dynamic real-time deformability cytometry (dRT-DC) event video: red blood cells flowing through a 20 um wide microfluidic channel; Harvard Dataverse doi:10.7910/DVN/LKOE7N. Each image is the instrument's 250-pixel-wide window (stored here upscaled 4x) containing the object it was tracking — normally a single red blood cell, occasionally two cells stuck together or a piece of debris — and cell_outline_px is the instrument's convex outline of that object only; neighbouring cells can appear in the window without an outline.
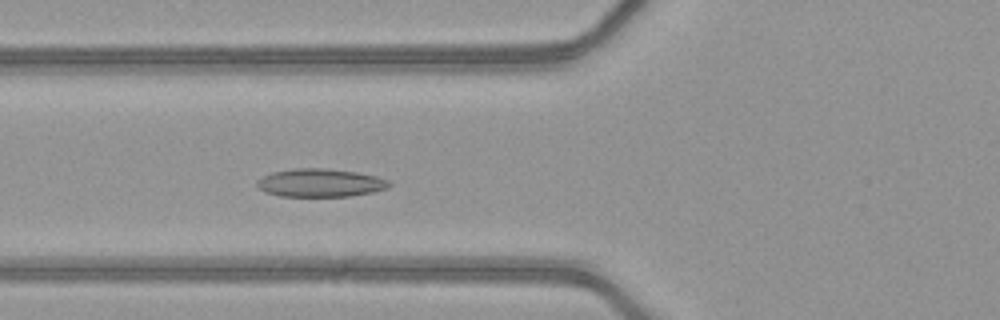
{"species": "common noctule bat (a hibernating species)", "species_latin": "Nyctalus noctula", "temperature_condition": "warm", "stored_images_in_passage": 39, "camera_frame_rate_fps": 3000, "um_per_image_px": 0.085, "animal": {"sex": "female", "body_mass_g": 21.9}, "frame": {"image": 1, "passage_image": 17, "time_ms": 5.333, "image_size_px": [1000, 320], "cell_outline_px": [[392, 184], [388, 188], [372, 192], [352, 196], [280, 196], [264, 192], [256, 188], [256, 180], [272, 172], [292, 168], [328, 168], [356, 172], [376, 176], [388, 180]], "centroid_in_image_um": [27.19, 15.54], "position_along_channel_um": 98.6, "area_um2": 21.91}}
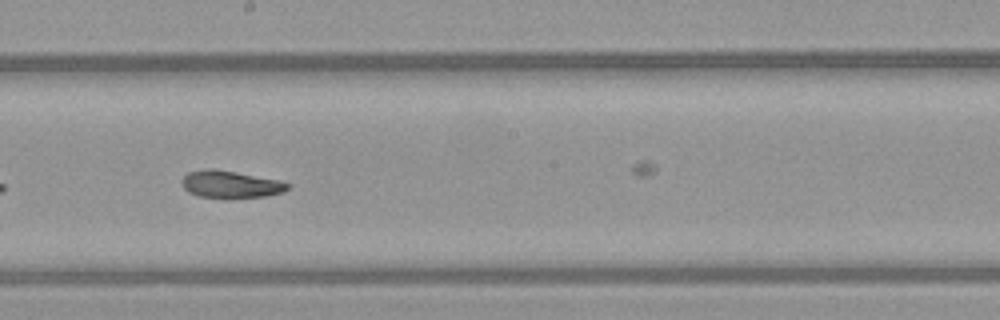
{"frame": {"image": 2, "passage_image": 27, "time_ms": 8.667, "image_size_px": [1000, 320], "cell_outline_px": [[292, 184], [284, 192], [264, 196], [200, 196], [188, 192], [180, 184], [180, 180], [188, 172], [204, 168], [212, 168], [236, 172], [276, 180]], "centroid_in_image_um": [19.54, 15.63], "position_along_channel_um": 228.7, "area_um2": 16.3}}
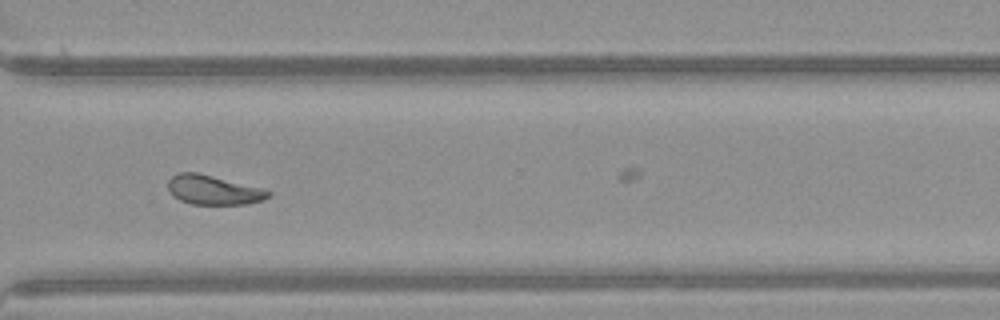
{"frame": {"image": 3, "passage_image": 36, "time_ms": 11.667, "image_size_px": [1000, 320], "cell_outline_px": [[272, 196], [264, 200], [248, 204], [192, 204], [180, 200], [172, 196], [168, 188], [168, 180], [172, 176], [180, 172], [196, 172], [264, 188], [272, 192]], "centroid_in_image_um": [18.18, 16.15], "position_along_channel_um": 352.4, "area_um2": 17.34}}